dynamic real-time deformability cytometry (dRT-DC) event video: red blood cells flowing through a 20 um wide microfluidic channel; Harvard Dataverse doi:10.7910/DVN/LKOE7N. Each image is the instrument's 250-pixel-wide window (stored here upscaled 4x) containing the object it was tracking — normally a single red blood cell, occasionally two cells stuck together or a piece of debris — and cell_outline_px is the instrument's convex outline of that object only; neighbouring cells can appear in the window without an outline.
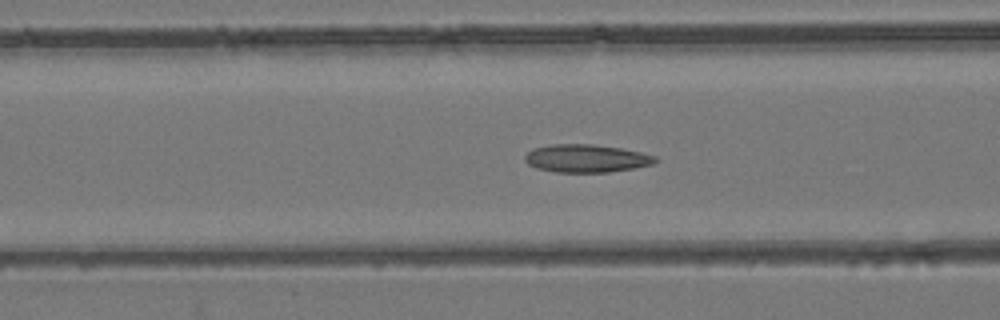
{"species": "common noctule bat (a hibernating species)", "species_latin": "Nyctalus noctula", "temperature_condition": "room temperature", "stored_images_in_passage": 42, "camera_frame_rate_fps": 3000, "um_per_image_px": 0.085, "animal": {"sex": "female", "body_mass_g": 24.6, "forearm_length_mm": 56.2}, "frame": {"image": 1, "passage_image": 9, "time_ms": 2.667, "image_size_px": [1000, 320], "cell_outline_px": [[660, 160], [652, 164], [636, 168], [608, 172], [556, 172], [536, 168], [528, 164], [524, 160], [524, 156], [532, 148], [552, 144], [592, 144], [620, 148], [640, 152], [656, 156]], "centroid_in_image_um": [49.83, 13.46], "position_along_channel_um": 116.8, "area_um2": 21.33}}
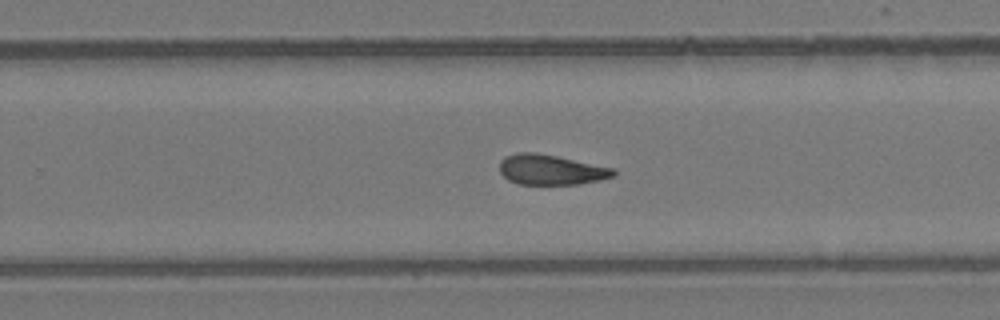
{"frame": {"image": 2, "passage_image": 22, "time_ms": 7.0, "image_size_px": [1000, 320], "cell_outline_px": [[616, 176], [600, 180], [580, 184], [516, 184], [508, 180], [500, 172], [500, 160], [504, 156], [516, 152], [536, 152], [616, 168]], "centroid_in_image_um": [46.84, 14.42], "position_along_channel_um": 283.0, "area_um2": 20.29}}
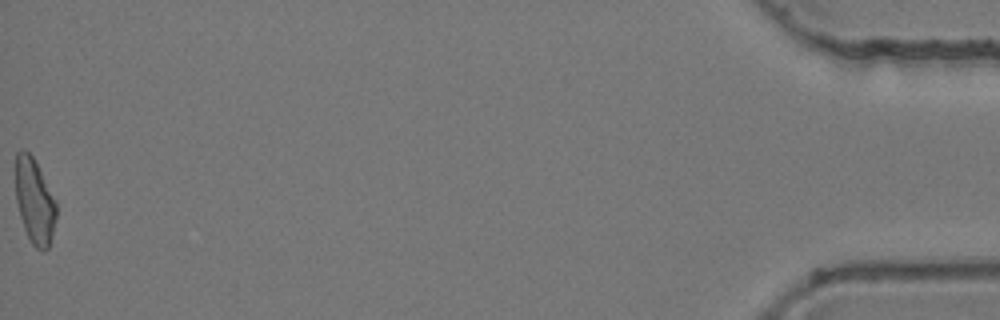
{"frame": {"image": 3, "passage_image": 42, "time_ms": 13.667, "image_size_px": [1000, 320], "cell_outline_px": [[56, 220], [52, 236], [48, 248], [44, 252], [36, 248], [32, 244], [24, 228], [20, 216], [16, 200], [16, 152], [20, 148], [24, 148], [32, 156], [56, 200]], "centroid_in_image_um": [2.94, 17.1], "position_along_channel_um": 432.3, "area_um2": 20.17}, "authors_computed_cell_mechanics": {"area_um2": 20.2878, "velocity_mm_per_s": 3.8388, "shape_relaxation_time_tau1_ms": null, "shape_relaxation_time_tau2_ms": 4.4369, "deformation_change_tau1": null, "deformation_change_tau2": 0.1154}}